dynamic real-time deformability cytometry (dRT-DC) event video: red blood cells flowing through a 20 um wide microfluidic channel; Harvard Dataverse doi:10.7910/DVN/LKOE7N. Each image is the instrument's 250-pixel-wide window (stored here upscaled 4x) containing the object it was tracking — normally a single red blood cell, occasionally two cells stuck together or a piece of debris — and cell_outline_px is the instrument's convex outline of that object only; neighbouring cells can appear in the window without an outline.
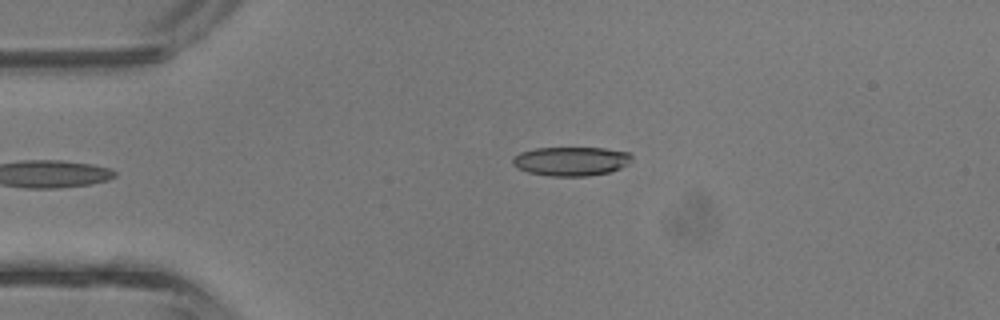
{"species": "common noctule bat (a hibernating species)", "species_latin": "Nyctalus noctula", "temperature_condition": "room temperature", "stored_images_in_passage": 3, "camera_frame_rate_fps": 3000, "um_per_image_px": 0.085, "animal": {"sex": "male", "body_mass_g": 13.3}, "frame": {"image": 1, "passage_image": 3, "time_ms": 0.667, "image_size_px": [1000, 320], "cell_outline_px": [[632, 160], [628, 164], [620, 168], [608, 172], [588, 176], [548, 176], [528, 172], [516, 168], [512, 164], [512, 156], [520, 152], [536, 148], [604, 148], [628, 152], [632, 156]], "centroid_in_image_um": [48.51, 13.7], "position_along_channel_um": 36.5, "area_um2": 20.29}}